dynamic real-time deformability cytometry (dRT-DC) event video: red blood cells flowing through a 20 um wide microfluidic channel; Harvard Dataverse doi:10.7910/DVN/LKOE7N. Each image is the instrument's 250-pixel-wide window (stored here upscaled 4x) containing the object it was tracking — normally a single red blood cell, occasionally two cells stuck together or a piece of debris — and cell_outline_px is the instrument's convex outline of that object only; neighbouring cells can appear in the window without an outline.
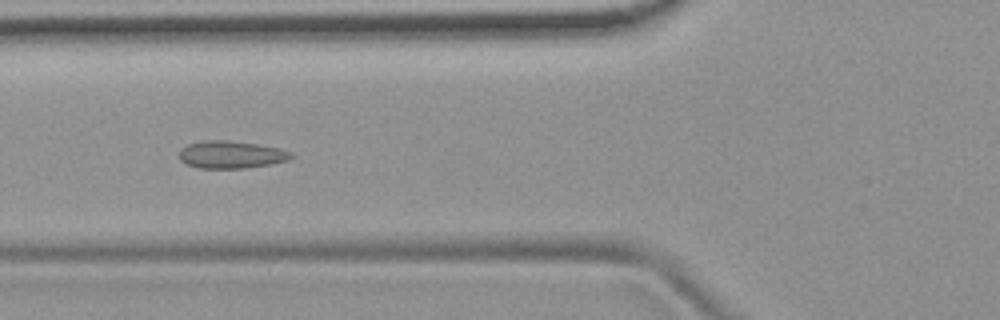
{"species": "common noctule bat (a hibernating species)", "species_latin": "Nyctalus noctula", "temperature_condition": "room temperature", "stored_images_in_passage": 54, "camera_frame_rate_fps": 3000, "um_per_image_px": 0.085, "animal": {"sex": "female", "body_mass_g": 19.9}, "frame": {"image": 1, "passage_image": 21, "time_ms": 6.667, "image_size_px": [1000, 320], "cell_outline_px": [[296, 156], [288, 160], [272, 164], [244, 168], [200, 168], [188, 164], [180, 160], [180, 148], [188, 144], [204, 140], [224, 140], [256, 144], [280, 148], [292, 152]], "centroid_in_image_um": [19.68, 13.14], "position_along_channel_um": 106.1, "area_um2": 17.92}}
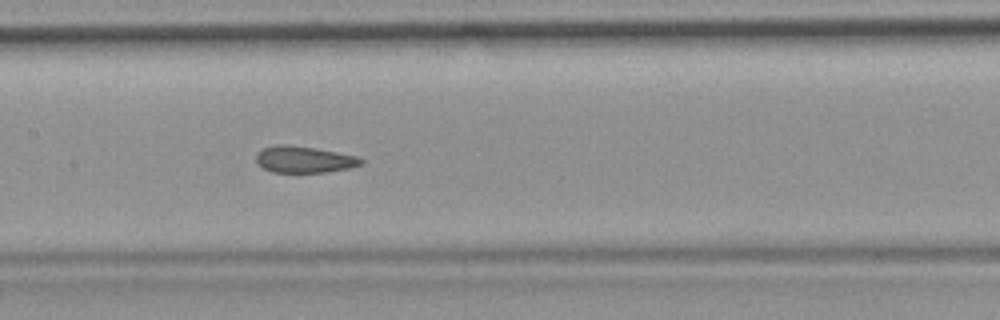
{"frame": {"image": 2, "passage_image": 27, "time_ms": 8.667, "image_size_px": [1000, 320], "cell_outline_px": [[364, 164], [352, 168], [324, 172], [272, 172], [256, 164], [256, 152], [264, 148], [280, 144], [284, 144], [316, 148], [356, 156], [364, 160]], "centroid_in_image_um": [25.85, 13.56], "position_along_channel_um": 181.5, "area_um2": 16.3}}
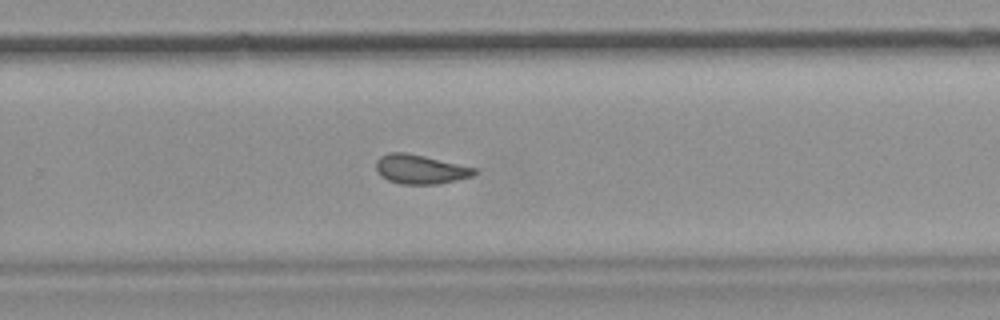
{"frame": {"image": 3, "passage_image": 36, "time_ms": 11.667, "image_size_px": [1000, 320], "cell_outline_px": [[476, 172], [472, 176], [440, 184], [400, 184], [388, 180], [380, 176], [376, 168], [376, 160], [380, 156], [388, 152], [404, 152], [424, 156], [476, 168]], "centroid_in_image_um": [35.69, 14.39], "position_along_channel_um": 294.1, "area_um2": 16.7}, "authors_computed_cell_mechanics": {"area_um2": 17.2533, "velocity_mm_per_s": 3.7719, "shape_relaxation_time_tau1_ms": null, "shape_relaxation_time_tau2_ms": 1.7608, "deformation_change_tau1": null, "deformation_change_tau2": 0.0694}}